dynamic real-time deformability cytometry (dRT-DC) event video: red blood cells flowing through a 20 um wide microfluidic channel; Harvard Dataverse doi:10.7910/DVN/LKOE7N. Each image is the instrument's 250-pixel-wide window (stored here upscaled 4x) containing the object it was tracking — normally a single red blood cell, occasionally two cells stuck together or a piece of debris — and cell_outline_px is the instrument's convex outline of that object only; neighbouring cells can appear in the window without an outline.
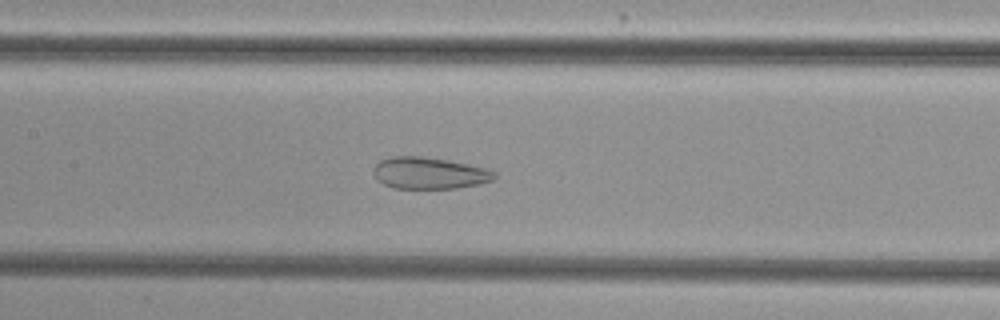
{"species": "common noctule bat (a hibernating species)", "species_latin": "Nyctalus noctula", "temperature_condition": "cold", "stored_images_in_passage": 54, "camera_frame_rate_fps": 3000, "um_per_image_px": 0.085, "animal": {"sex": "female", "body_mass_g": 29.2, "forearm_length_mm": 56.3}, "frame": {"image": 1, "passage_image": 26, "time_ms": 8.333, "image_size_px": [1000, 320], "cell_outline_px": [[496, 176], [492, 180], [480, 184], [456, 188], [392, 188], [376, 180], [372, 172], [372, 168], [380, 160], [392, 156], [420, 156], [448, 160], [468, 164], [484, 168], [496, 172]], "centroid_in_image_um": [36.44, 14.71], "position_along_channel_um": 171.0, "area_um2": 22.43}}
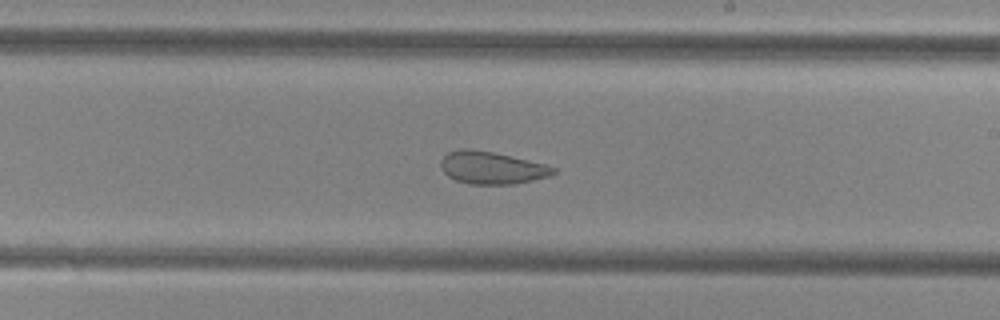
{"frame": {"image": 2, "passage_image": 32, "time_ms": 10.333, "image_size_px": [1000, 320], "cell_outline_px": [[556, 172], [552, 176], [516, 184], [472, 184], [456, 180], [448, 176], [444, 172], [440, 164], [440, 160], [448, 152], [460, 148], [468, 148], [492, 152], [544, 164], [556, 168]], "centroid_in_image_um": [41.8, 14.26], "position_along_channel_um": 247.2, "area_um2": 21.21}}
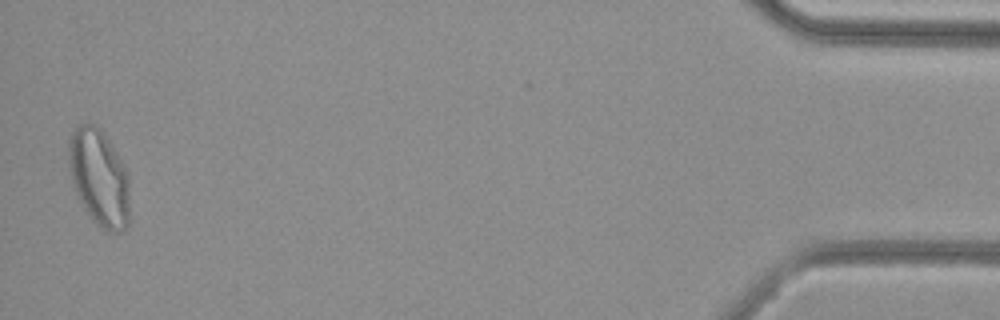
{"frame": {"image": 3, "passage_image": 53, "time_ms": 17.333, "image_size_px": [1000, 320], "cell_outline_px": [[128, 224], [120, 232], [108, 232], [100, 228], [88, 216], [76, 196], [72, 180], [68, 156], [68, 140], [72, 132], [80, 124], [92, 124], [100, 128], [108, 140], [120, 160], [128, 176]], "centroid_in_image_um": [8.39, 15.14], "position_along_channel_um": 426.8, "area_um2": 34.16}, "authors_computed_cell_mechanics": {"area_um2": 29.0445, "velocity_mm_per_s": 3.8259, "shape_relaxation_time_tau1_ms": null, "shape_relaxation_time_tau2_ms": 1.4673, "deformation_change_tau1": null, "deformation_change_tau2": 0.0889}}